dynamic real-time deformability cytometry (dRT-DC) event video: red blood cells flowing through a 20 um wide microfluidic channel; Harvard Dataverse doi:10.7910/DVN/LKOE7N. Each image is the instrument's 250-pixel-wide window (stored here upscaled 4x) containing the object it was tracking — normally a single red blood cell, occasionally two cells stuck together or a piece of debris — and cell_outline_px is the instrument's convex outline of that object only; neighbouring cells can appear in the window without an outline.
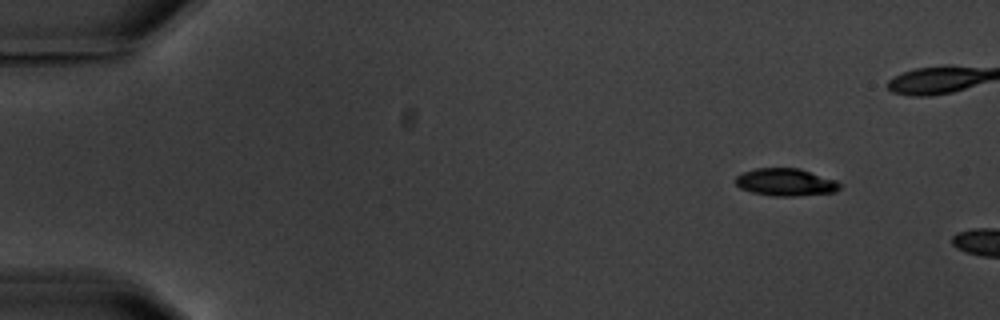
{"species": "common noctule bat (a hibernating species)", "species_latin": "Nyctalus noctula", "temperature_condition": "warm", "stored_images_in_passage": 3, "camera_frame_rate_fps": 3000, "um_per_image_px": 0.085, "animal": {"sex": "male", "body_mass_g": 20.1, "forearm_length_mm": 53.5}, "frame": {"image": 1, "passage_image": 1, "time_ms": 0.0, "image_size_px": [1000, 320], "cell_outline_px": [[844, 184], [836, 192], [792, 196], [772, 196], [752, 192], [740, 188], [736, 184], [736, 176], [744, 172], [756, 168], [800, 168], [836, 180]], "centroid_in_image_um": [66.82, 15.48], "position_along_channel_um": 18.2, "area_um2": 16.76}}